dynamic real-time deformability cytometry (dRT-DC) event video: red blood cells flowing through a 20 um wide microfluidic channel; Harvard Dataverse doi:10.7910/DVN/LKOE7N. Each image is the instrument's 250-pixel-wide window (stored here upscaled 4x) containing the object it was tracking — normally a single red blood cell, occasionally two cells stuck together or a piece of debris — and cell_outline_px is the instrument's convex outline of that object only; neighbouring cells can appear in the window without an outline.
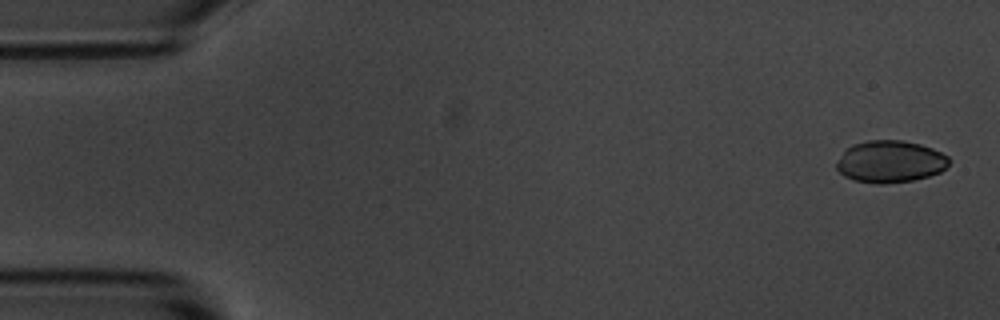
{"species": "common noctule bat (a hibernating species)", "species_latin": "Nyctalus noctula", "temperature_condition": "room temperature", "stored_images_in_passage": 4, "camera_frame_rate_fps": 3000, "um_per_image_px": 0.085, "animal": {"sex": "male", "body_mass_g": 20.1, "forearm_length_mm": 53.5}, "frame": {"image": 1, "passage_image": 1, "time_ms": 0.0, "image_size_px": [1000, 320], "cell_outline_px": [[948, 164], [940, 172], [928, 176], [912, 180], [884, 184], [876, 184], [856, 180], [844, 176], [836, 168], [836, 164], [844, 152], [852, 144], [868, 140], [904, 140], [920, 144], [932, 148], [948, 156]], "centroid_in_image_um": [75.66, 13.73], "position_along_channel_um": 9.3, "area_um2": 27.34}}